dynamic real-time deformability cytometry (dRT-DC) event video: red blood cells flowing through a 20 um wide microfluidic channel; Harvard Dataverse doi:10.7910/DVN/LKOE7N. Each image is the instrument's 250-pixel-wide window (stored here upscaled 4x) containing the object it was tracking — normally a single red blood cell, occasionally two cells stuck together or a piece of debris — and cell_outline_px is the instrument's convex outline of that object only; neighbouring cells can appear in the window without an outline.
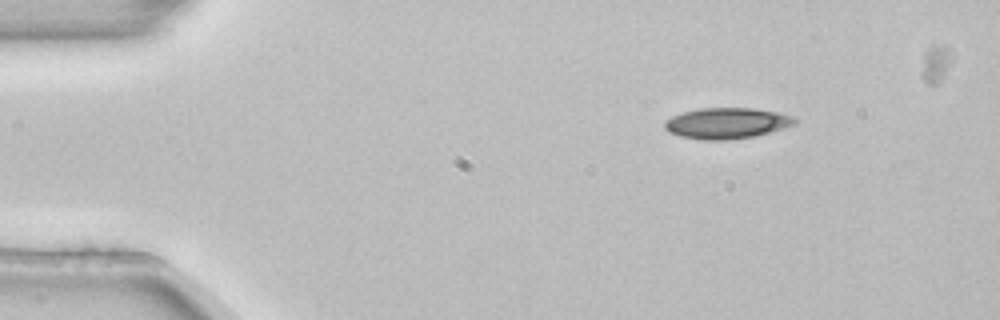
{"species": "common noctule bat (a hibernating species)", "species_latin": "Nyctalus noctula", "temperature_condition": "room temperature", "stored_images_in_passage": 3, "camera_frame_rate_fps": 3000, "um_per_image_px": 0.085, "animal": {"sex": "female", "body_mass_g": 22.7, "forearm_length_mm": 54.2}, "frame": {"image": 1, "passage_image": 1, "time_ms": 0.0, "image_size_px": [1000, 320], "cell_outline_px": [[800, 120], [796, 124], [784, 128], [752, 136], [728, 140], [700, 140], [680, 136], [668, 132], [664, 128], [664, 124], [672, 116], [684, 112], [700, 108], [752, 108], [780, 112], [792, 116]], "centroid_in_image_um": [61.8, 10.47], "position_along_channel_um": 23.2, "area_um2": 23.47}}
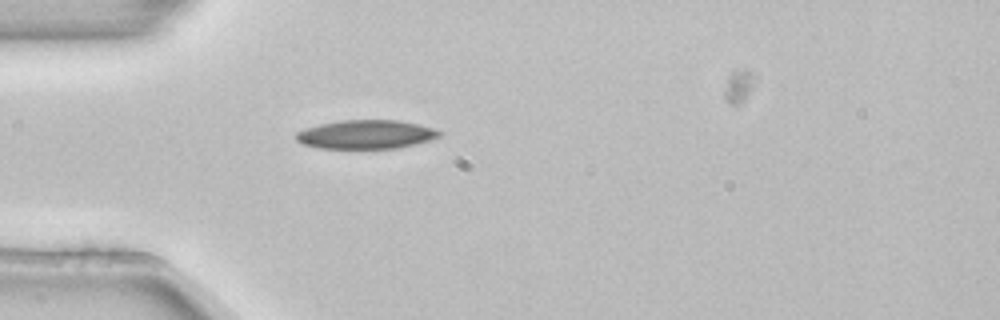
{"frame": {"image": 2, "passage_image": 2, "time_ms": 0.333, "image_size_px": [1000, 320], "cell_outline_px": [[444, 132], [440, 136], [416, 144], [396, 148], [316, 148], [300, 144], [296, 140], [296, 132], [320, 124], [340, 120], [396, 120], [436, 128]], "centroid_in_image_um": [31.11, 11.43], "position_along_channel_um": 53.9, "area_um2": 24.04}}